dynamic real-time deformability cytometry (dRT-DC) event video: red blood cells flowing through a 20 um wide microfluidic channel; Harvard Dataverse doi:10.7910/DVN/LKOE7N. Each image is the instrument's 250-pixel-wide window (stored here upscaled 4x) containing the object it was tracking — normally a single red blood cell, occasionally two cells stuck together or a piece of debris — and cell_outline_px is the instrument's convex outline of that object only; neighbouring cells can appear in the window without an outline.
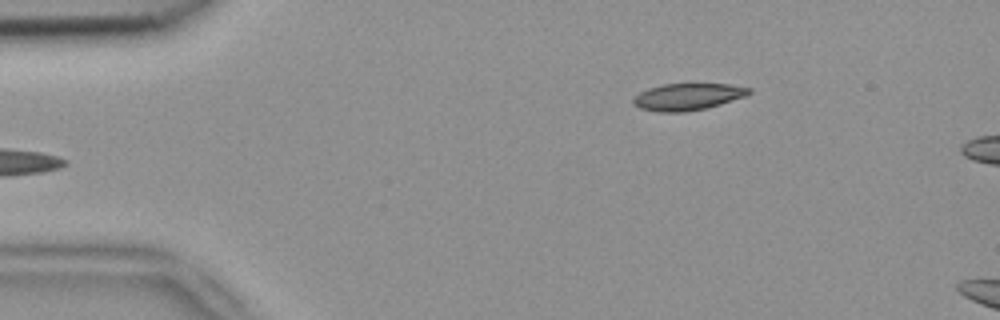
{"species": "common noctule bat (a hibernating species)", "species_latin": "Nyctalus noctula", "temperature_condition": "room temperature", "stored_images_in_passage": 2, "camera_frame_rate_fps": 3000, "um_per_image_px": 0.085, "animal": {"sex": "female", "body_mass_g": 18.4}, "frame": {"image": 1, "passage_image": 2, "time_ms": 0.333, "image_size_px": [1000, 320], "cell_outline_px": [[752, 92], [748, 96], [720, 104], [704, 108], [684, 112], [660, 112], [640, 108], [632, 104], [632, 100], [640, 92], [648, 88], [660, 84], [728, 84], [752, 88]], "centroid_in_image_um": [58.47, 8.22], "position_along_channel_um": 26.5, "area_um2": 18.15}}